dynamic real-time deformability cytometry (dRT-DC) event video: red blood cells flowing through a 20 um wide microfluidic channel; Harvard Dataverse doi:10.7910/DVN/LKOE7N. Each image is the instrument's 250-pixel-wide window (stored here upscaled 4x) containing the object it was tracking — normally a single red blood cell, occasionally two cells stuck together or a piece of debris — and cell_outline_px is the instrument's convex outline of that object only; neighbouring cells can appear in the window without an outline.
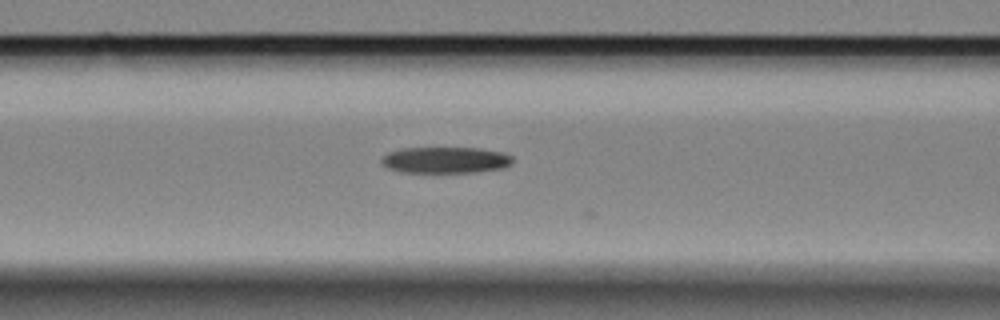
{"species": "Egyptian fruit bat (a non-hibernating species)", "species_latin": "Rousettus aegyptiacus", "temperature_condition": "cold", "stored_images_in_passage": 16, "camera_frame_rate_fps": 3000, "um_per_image_px": 0.085, "animal": {"sex": "female"}, "frame": {"image": 1, "passage_image": 15, "time_ms": 4.667, "image_size_px": [1000, 320], "cell_outline_px": [[512, 164], [504, 168], [476, 172], [400, 172], [388, 168], [380, 160], [388, 152], [400, 148], [476, 148], [504, 152], [512, 156]], "centroid_in_image_um": [37.88, 13.6], "position_along_channel_um": 128.7, "area_um2": 20.11}}